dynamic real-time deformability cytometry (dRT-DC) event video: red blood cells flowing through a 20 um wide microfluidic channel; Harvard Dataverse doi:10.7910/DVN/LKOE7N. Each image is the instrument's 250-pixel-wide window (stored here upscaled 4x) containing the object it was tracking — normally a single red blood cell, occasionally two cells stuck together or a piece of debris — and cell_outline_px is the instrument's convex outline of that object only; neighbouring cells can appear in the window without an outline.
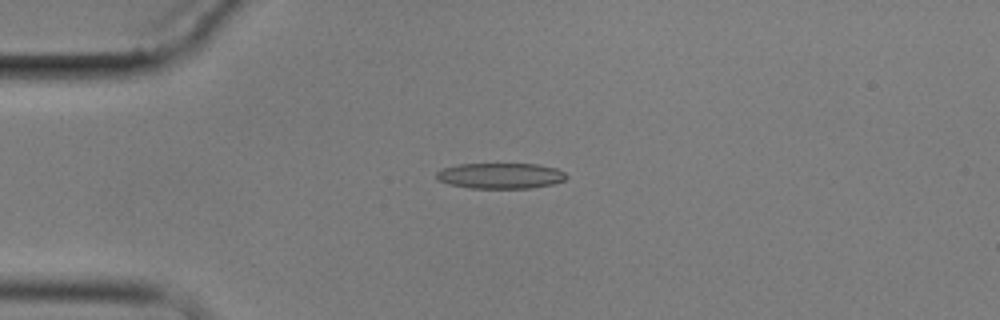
{"species": "common noctule bat (a hibernating species)", "species_latin": "Nyctalus noctula", "temperature_condition": "cold", "stored_images_in_passage": 11, "camera_frame_rate_fps": 3000, "um_per_image_px": 0.085, "animal": {"sex": "male", "body_mass_g": 17.9}, "frame": {"image": 1, "passage_image": 2, "time_ms": 3.667, "image_size_px": [1000, 320], "cell_outline_px": [[568, 176], [564, 180], [552, 184], [528, 188], [472, 188], [448, 184], [436, 180], [436, 172], [444, 168], [460, 164], [536, 164], [556, 168], [564, 172]], "centroid_in_image_um": [42.52, 14.94], "position_along_channel_um": 42.5, "area_um2": 19.36}}
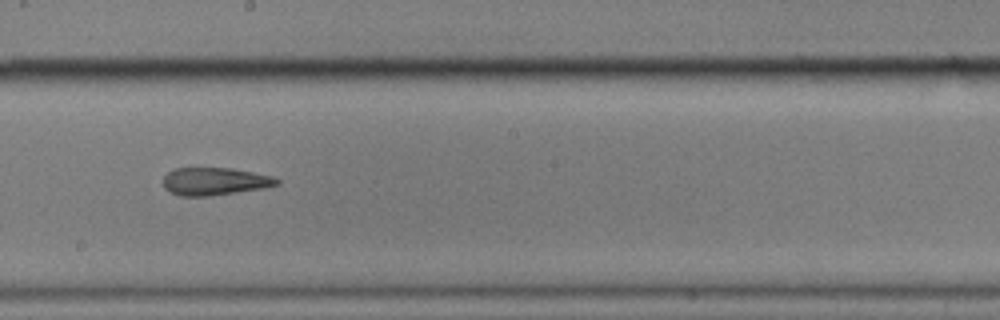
{"frame": {"image": 2, "passage_image": 7, "time_ms": 9.667, "image_size_px": [1000, 320], "cell_outline_px": [[280, 184], [264, 188], [208, 196], [180, 196], [164, 188], [164, 176], [168, 172], [176, 168], [232, 168], [272, 176], [280, 180]], "centroid_in_image_um": [18.26, 15.41], "position_along_channel_um": 229.9, "area_um2": 18.21}}
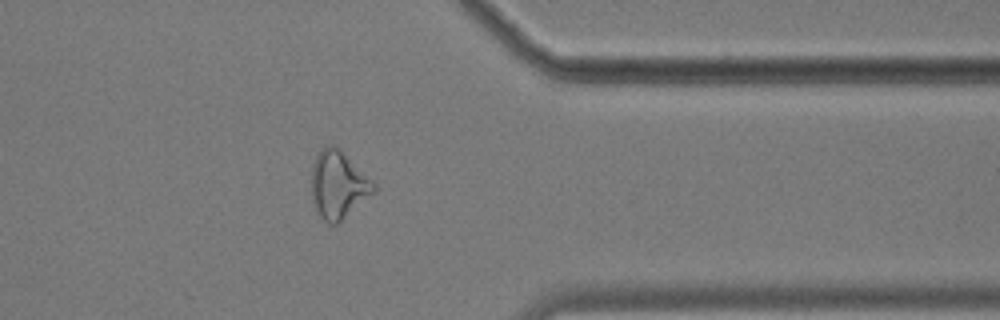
{"frame": {"image": 3, "passage_image": 11, "time_ms": 14.333, "image_size_px": [1000, 320], "cell_outline_px": [[376, 192], [336, 224], [328, 224], [316, 216], [312, 200], [312, 168], [316, 156], [328, 144], [336, 144], [376, 184]], "centroid_in_image_um": [28.75, 15.73], "position_along_channel_um": 382.7, "area_um2": 24.74}, "authors_computed_cell_mechanics": {"area_um2": 19.363, "velocity_mm_per_s": 3.4855, "shape_relaxation_time_tau1_ms": null, "shape_relaxation_time_tau2_ms": 3.0996, "deformation_change_tau1": null, "deformation_change_tau2": 0.1153}}